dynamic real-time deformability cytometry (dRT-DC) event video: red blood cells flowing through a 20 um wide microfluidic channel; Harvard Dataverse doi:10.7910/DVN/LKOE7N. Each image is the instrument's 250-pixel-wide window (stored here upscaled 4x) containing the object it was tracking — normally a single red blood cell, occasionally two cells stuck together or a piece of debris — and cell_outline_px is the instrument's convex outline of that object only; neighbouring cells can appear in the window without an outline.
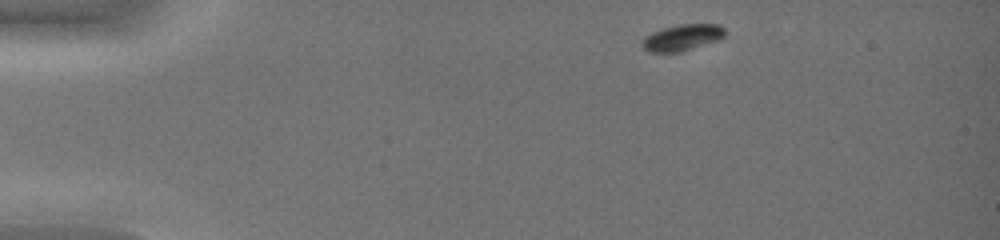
{"species": "common noctule bat (a hibernating species)", "species_latin": "Nyctalus noctula", "temperature_condition": "warm", "stored_images_in_passage": 39, "camera_frame_rate_fps": 3000, "um_per_image_px": 0.085, "animal": {"sex": "female", "body_mass_g": 19.0, "forearm_length_mm": 51.5}, "frame": {"image": 1, "passage_image": 1, "time_ms": 0.0, "image_size_px": [1000, 240], "cell_outline_px": [[724, 36], [720, 40], [680, 52], [648, 52], [644, 48], [644, 36], [652, 32], [664, 28], [680, 24], [720, 24], [724, 28]], "centroid_in_image_um": [58.03, 3.19], "position_along_channel_um": 27.0, "area_um2": 12.6}}
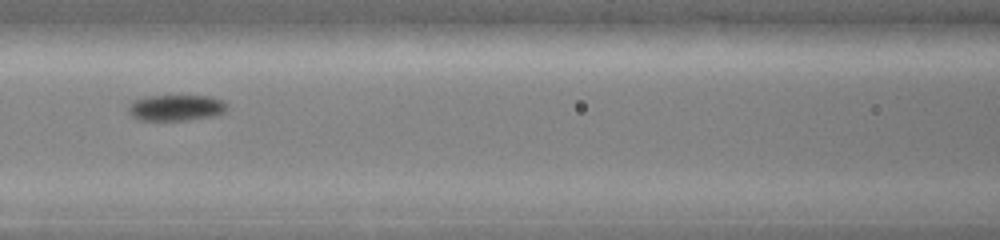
{"frame": {"image": 2, "passage_image": 16, "time_ms": 5.0, "image_size_px": [1000, 240], "cell_outline_px": [[228, 104], [224, 112], [212, 116], [188, 120], [140, 120], [132, 116], [128, 112], [128, 108], [136, 100], [148, 96], [208, 96], [220, 100]], "centroid_in_image_um": [14.97, 9.16], "position_along_channel_um": 151.6, "area_um2": 14.68}}
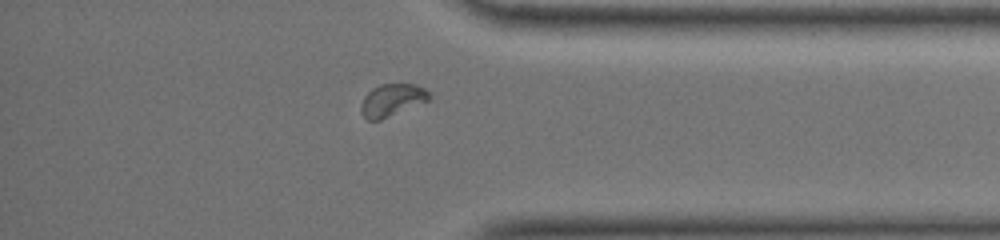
{"frame": {"image": 3, "passage_image": 34, "time_ms": 11.0, "image_size_px": [1000, 240], "cell_outline_px": [[432, 96], [428, 100], [380, 120], [368, 120], [360, 112], [360, 104], [364, 96], [372, 88], [380, 84], [416, 84], [424, 88]], "centroid_in_image_um": [33.29, 8.5], "position_along_channel_um": 401.9, "area_um2": 12.77}}